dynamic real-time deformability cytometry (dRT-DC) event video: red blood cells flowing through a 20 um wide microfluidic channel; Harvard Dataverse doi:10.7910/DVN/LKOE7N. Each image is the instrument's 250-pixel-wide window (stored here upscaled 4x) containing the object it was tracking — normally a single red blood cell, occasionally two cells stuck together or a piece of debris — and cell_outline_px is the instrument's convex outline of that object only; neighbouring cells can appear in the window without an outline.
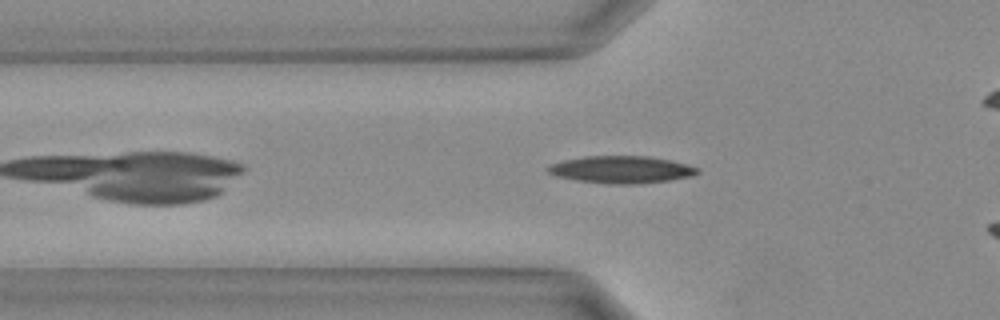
{"species": "Egyptian fruit bat (a non-hibernating species)", "species_latin": "Rousettus aegyptiacus", "temperature_condition": "warm", "stored_images_in_passage": 5, "camera_frame_rate_fps": 3000, "um_per_image_px": 0.085, "animal": {"sex": "female"}, "frame": {"image": 1, "passage_image": 3, "time_ms": 0.667, "image_size_px": [1000, 320], "cell_outline_px": [[700, 172], [692, 176], [668, 180], [636, 184], [612, 184], [576, 180], [556, 176], [548, 172], [544, 168], [548, 164], [564, 160], [584, 156], [648, 156], [668, 160], [684, 164], [696, 168]], "centroid_in_image_um": [52.73, 14.41], "position_along_channel_um": 73.1, "area_um2": 23.58}}